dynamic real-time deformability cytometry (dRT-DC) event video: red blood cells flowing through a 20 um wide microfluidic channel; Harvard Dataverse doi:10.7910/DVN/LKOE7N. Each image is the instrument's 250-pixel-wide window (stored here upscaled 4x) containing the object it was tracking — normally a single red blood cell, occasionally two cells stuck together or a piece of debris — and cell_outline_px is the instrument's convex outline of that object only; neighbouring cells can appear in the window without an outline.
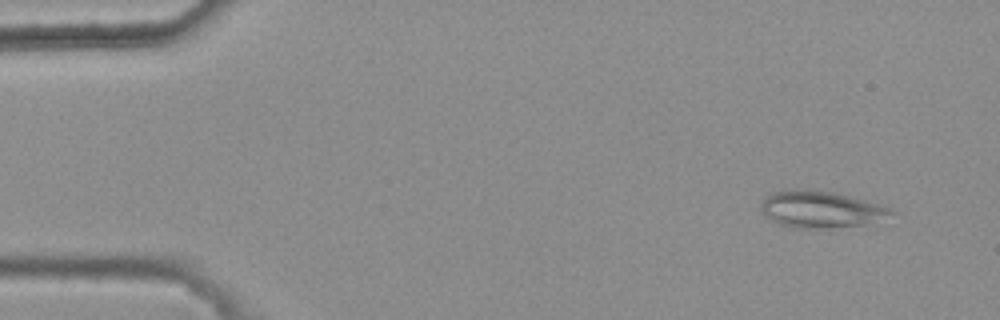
{"species": "common noctule bat (a hibernating species)", "species_latin": "Nyctalus noctula", "temperature_condition": "warm", "stored_images_in_passage": 11, "camera_frame_rate_fps": 3000, "um_per_image_px": 0.085, "animal": {"sex": "female", "body_mass_g": 25.1}, "frame": {"image": 1, "passage_image": 2, "time_ms": 0.333, "image_size_px": [1000, 320], "cell_outline_px": [[896, 212], [864, 224], [828, 228], [792, 228], [780, 224], [772, 220], [760, 208], [760, 204], [764, 196], [772, 192], [784, 188], [832, 192], [880, 204], [892, 208]], "centroid_in_image_um": [69.69, 17.78], "position_along_channel_um": 15.3, "area_um2": 27.51}}